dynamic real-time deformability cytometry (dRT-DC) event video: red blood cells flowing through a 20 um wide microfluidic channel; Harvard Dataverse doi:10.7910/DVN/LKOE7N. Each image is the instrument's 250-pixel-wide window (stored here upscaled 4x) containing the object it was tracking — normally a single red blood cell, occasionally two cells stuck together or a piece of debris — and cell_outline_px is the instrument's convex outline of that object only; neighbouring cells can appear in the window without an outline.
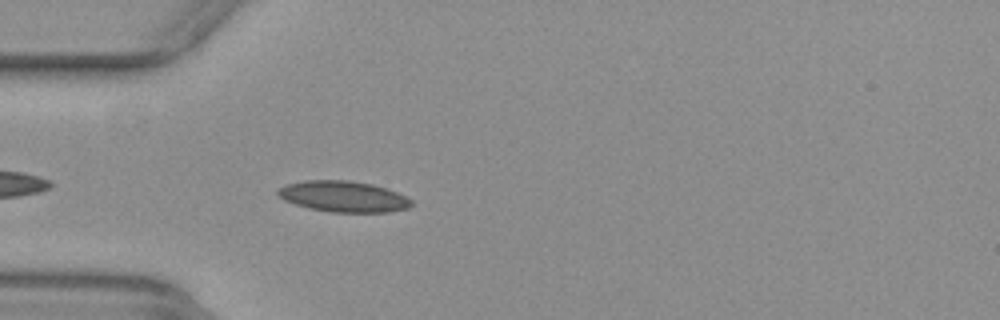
{"species": "common noctule bat (a hibernating species)", "species_latin": "Nyctalus noctula", "temperature_condition": "warm", "stored_images_in_passage": 26, "camera_frame_rate_fps": 3000, "um_per_image_px": 0.085, "animal": {"sex": "female", "body_mass_g": 29.2, "forearm_length_mm": 56.3}, "frame": {"image": 1, "passage_image": 4, "time_ms": 1.0, "image_size_px": [1000, 320], "cell_outline_px": [[412, 204], [408, 208], [388, 212], [328, 212], [308, 208], [284, 200], [276, 196], [276, 192], [280, 188], [288, 184], [304, 180], [348, 180], [372, 184], [388, 188], [412, 200]], "centroid_in_image_um": [29.17, 16.7], "position_along_channel_um": 55.8, "area_um2": 24.16}}
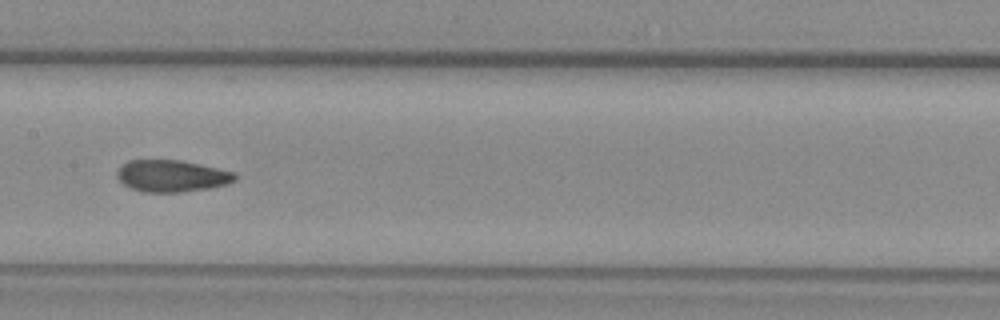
{"frame": {"image": 2, "passage_image": 15, "time_ms": 4.667, "image_size_px": [1000, 320], "cell_outline_px": [[236, 180], [228, 184], [208, 188], [180, 192], [144, 192], [132, 188], [124, 184], [116, 176], [116, 172], [128, 160], [180, 160], [216, 168], [232, 172], [236, 176]], "centroid_in_image_um": [14.58, 14.96], "position_along_channel_um": 192.8, "area_um2": 21.56}}
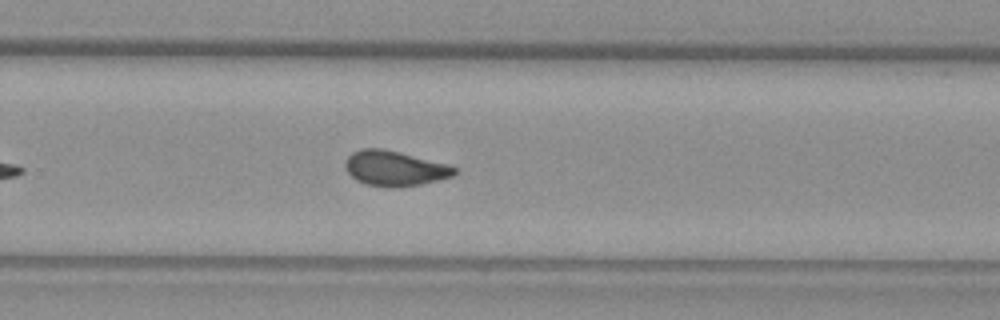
{"frame": {"image": 3, "passage_image": 23, "time_ms": 7.333, "image_size_px": [1000, 320], "cell_outline_px": [[460, 172], [452, 176], [420, 184], [400, 188], [384, 188], [364, 184], [356, 180], [344, 168], [344, 160], [352, 152], [360, 148], [384, 148], [448, 164], [460, 168]], "centroid_in_image_um": [33.54, 14.31], "position_along_channel_um": 296.3, "area_um2": 22.89}}